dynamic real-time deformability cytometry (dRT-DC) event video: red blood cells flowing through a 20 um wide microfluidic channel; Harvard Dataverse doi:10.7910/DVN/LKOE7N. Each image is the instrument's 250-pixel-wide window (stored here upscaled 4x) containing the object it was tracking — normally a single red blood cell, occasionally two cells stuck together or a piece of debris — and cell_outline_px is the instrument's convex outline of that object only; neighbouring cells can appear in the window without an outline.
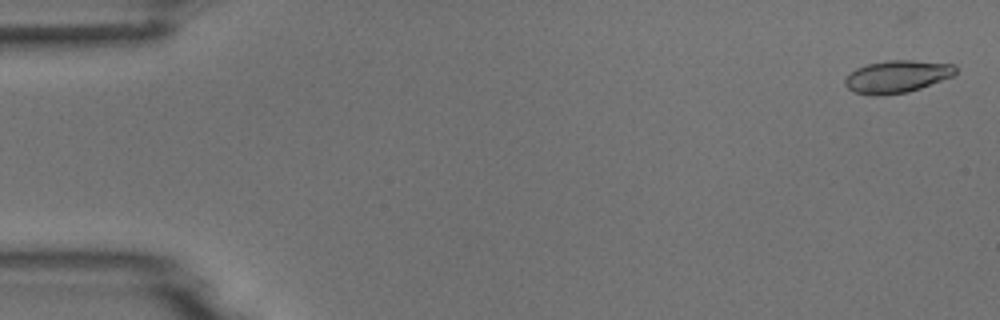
{"species": "common noctule bat (a hibernating species)", "species_latin": "Nyctalus noctula", "temperature_condition": "room temperature", "stored_images_in_passage": 4, "camera_frame_rate_fps": 3000, "um_per_image_px": 0.085, "animal": {"sex": "male", "body_mass_g": 18.8}, "frame": {"image": 1, "passage_image": 1, "time_ms": 0.0, "image_size_px": [1000, 320], "cell_outline_px": [[956, 72], [952, 76], [920, 88], [908, 92], [876, 96], [872, 96], [856, 92], [848, 88], [844, 84], [844, 80], [856, 68], [868, 64], [888, 60], [912, 60], [956, 64]], "centroid_in_image_um": [76.25, 6.5], "position_along_channel_um": 8.7, "area_um2": 20.75}}
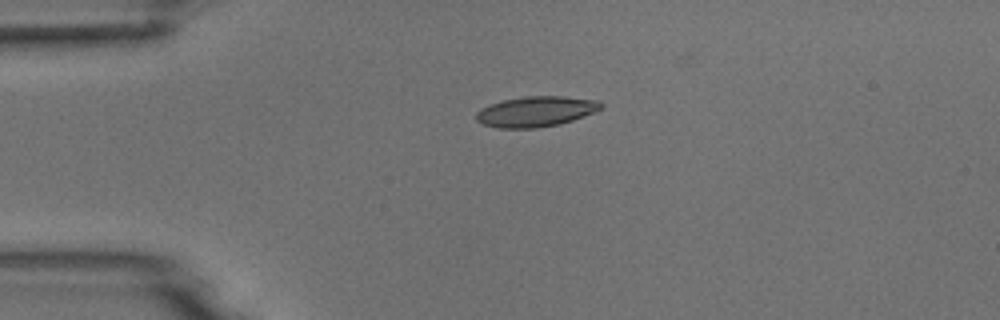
{"frame": {"image": 2, "passage_image": 4, "time_ms": 3.667, "image_size_px": [1000, 320], "cell_outline_px": [[604, 108], [572, 120], [560, 124], [536, 128], [500, 128], [484, 124], [476, 120], [476, 112], [480, 108], [488, 104], [504, 100], [524, 96], [564, 96], [600, 100], [604, 104]], "centroid_in_image_um": [45.57, 9.46], "position_along_channel_um": 39.4, "area_um2": 22.25}}